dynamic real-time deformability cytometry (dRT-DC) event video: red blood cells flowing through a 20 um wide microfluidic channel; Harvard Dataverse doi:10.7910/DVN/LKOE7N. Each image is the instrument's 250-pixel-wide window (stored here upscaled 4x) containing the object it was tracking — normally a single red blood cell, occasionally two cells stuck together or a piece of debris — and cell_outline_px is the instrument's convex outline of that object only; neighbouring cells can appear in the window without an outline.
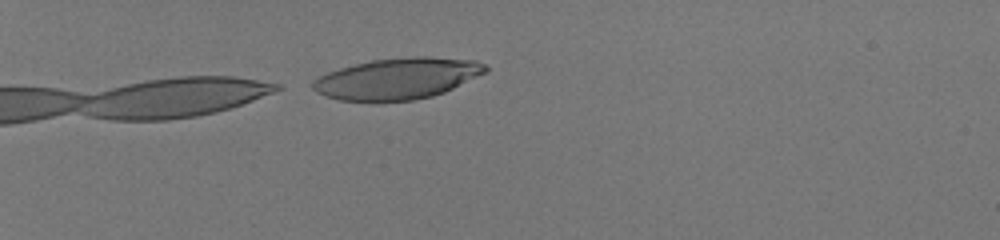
{"species": "human", "species_latin": "Homo sapiens", "temperature_condition": "room temperature", "stored_images_in_passage": 29, "camera_frame_rate_fps": 3000, "um_per_image_px": 0.085, "donor": {"sex": "male"}, "frame": {"image": 1, "passage_image": 1, "time_ms": 0.0, "image_size_px": [1000, 240], "cell_outline_px": [[488, 72], [444, 92], [432, 96], [412, 100], [340, 100], [316, 92], [312, 88], [312, 80], [328, 72], [340, 68], [372, 60], [412, 56], [428, 56], [476, 60], [484, 64], [488, 68]], "centroid_in_image_um": [33.83, 6.66], "position_along_channel_um": 51.2, "area_um2": 41.15}}
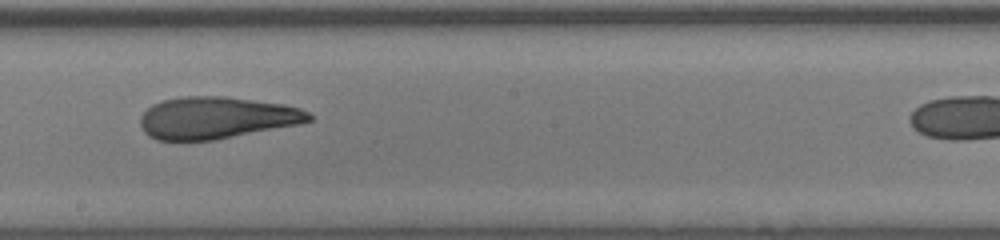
{"frame": {"image": 2, "passage_image": 14, "time_ms": 4.333, "image_size_px": [1000, 240], "cell_outline_px": [[312, 120], [300, 124], [216, 140], [156, 140], [148, 136], [144, 132], [140, 124], [140, 116], [152, 104], [160, 100], [184, 96], [224, 96], [284, 104], [300, 108], [308, 112], [312, 116]], "centroid_in_image_um": [18.38, 10.01], "position_along_channel_um": 229.8, "area_um2": 41.5}}
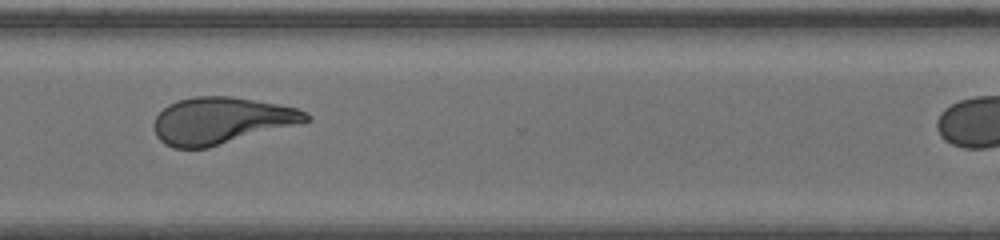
{"frame": {"image": 3, "passage_image": 23, "time_ms": 7.333, "image_size_px": [1000, 240], "cell_outline_px": [[312, 120], [208, 148], [172, 148], [164, 144], [156, 136], [152, 124], [156, 116], [168, 104], [192, 96], [232, 96], [280, 104], [296, 108], [304, 112]], "centroid_in_image_um": [18.76, 10.25], "position_along_channel_um": 351.8, "area_um2": 41.38}}